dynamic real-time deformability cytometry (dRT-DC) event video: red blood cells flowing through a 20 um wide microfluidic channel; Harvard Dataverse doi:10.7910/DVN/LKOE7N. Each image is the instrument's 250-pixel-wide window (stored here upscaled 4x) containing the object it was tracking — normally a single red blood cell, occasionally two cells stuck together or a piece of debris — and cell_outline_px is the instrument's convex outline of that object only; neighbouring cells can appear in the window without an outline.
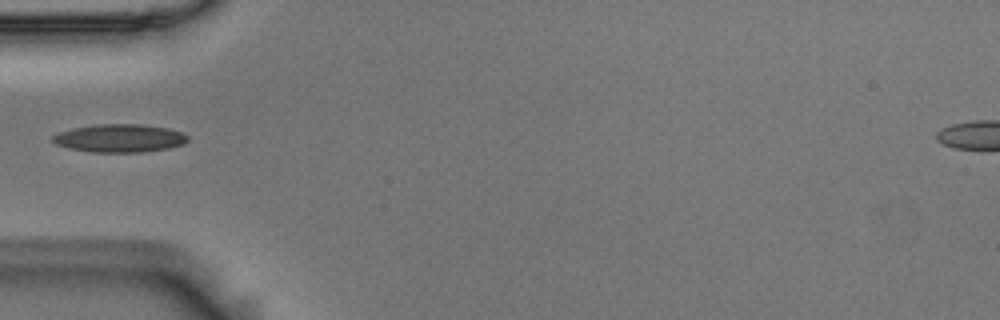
{"species": "Egyptian fruit bat (a non-hibernating species)", "species_latin": "Rousettus aegyptiacus", "temperature_condition": "room temperature", "stored_images_in_passage": 4, "camera_frame_rate_fps": 3000, "um_per_image_px": 0.085, "animal": {"sex": "male"}, "frame": {"image": 1, "passage_image": 1, "time_ms": 0.0, "image_size_px": [1000, 320], "cell_outline_px": [[188, 140], [184, 144], [168, 148], [140, 152], [92, 152], [68, 148], [56, 144], [52, 140], [52, 136], [60, 132], [72, 128], [96, 124], [140, 124], [168, 128], [180, 132], [188, 136]], "centroid_in_image_um": [10.16, 11.74], "position_along_channel_um": 74.8, "area_um2": 22.02}}
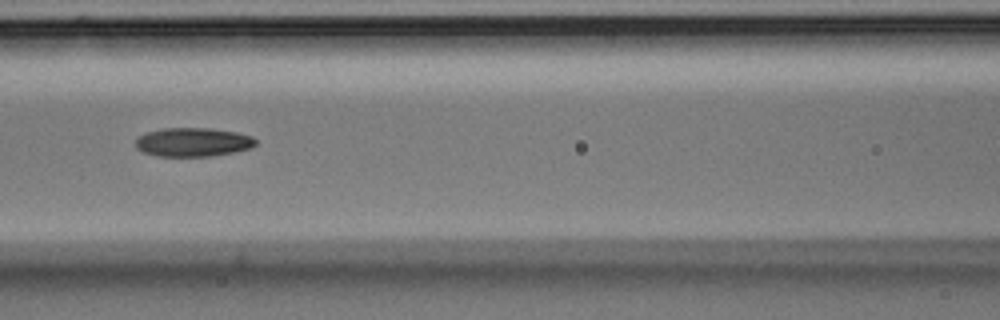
{"frame": {"image": 2, "passage_image": 3, "time_ms": 0.667, "image_size_px": [1000, 320], "cell_outline_px": [[256, 144], [248, 148], [232, 152], [212, 156], [160, 156], [144, 152], [136, 148], [136, 140], [140, 136], [148, 132], [160, 128], [208, 128], [236, 132], [252, 136], [256, 140]], "centroid_in_image_um": [16.39, 12.07], "position_along_channel_um": 150.2, "area_um2": 19.94}}
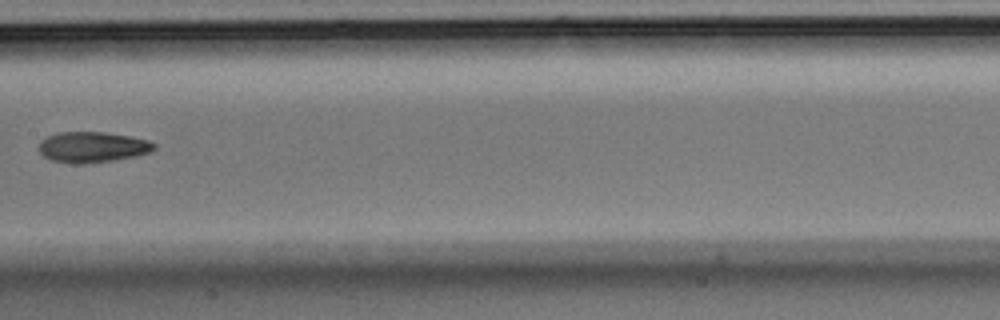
{"frame": {"image": 3, "passage_image": 4, "time_ms": 1.0, "image_size_px": [1000, 320], "cell_outline_px": [[156, 148], [148, 152], [136, 156], [112, 160], [84, 164], [76, 164], [52, 160], [44, 156], [40, 152], [40, 140], [56, 132], [104, 132], [128, 136], [148, 140], [156, 144]], "centroid_in_image_um": [7.85, 12.5], "position_along_channel_um": 199.6, "area_um2": 20.46}}